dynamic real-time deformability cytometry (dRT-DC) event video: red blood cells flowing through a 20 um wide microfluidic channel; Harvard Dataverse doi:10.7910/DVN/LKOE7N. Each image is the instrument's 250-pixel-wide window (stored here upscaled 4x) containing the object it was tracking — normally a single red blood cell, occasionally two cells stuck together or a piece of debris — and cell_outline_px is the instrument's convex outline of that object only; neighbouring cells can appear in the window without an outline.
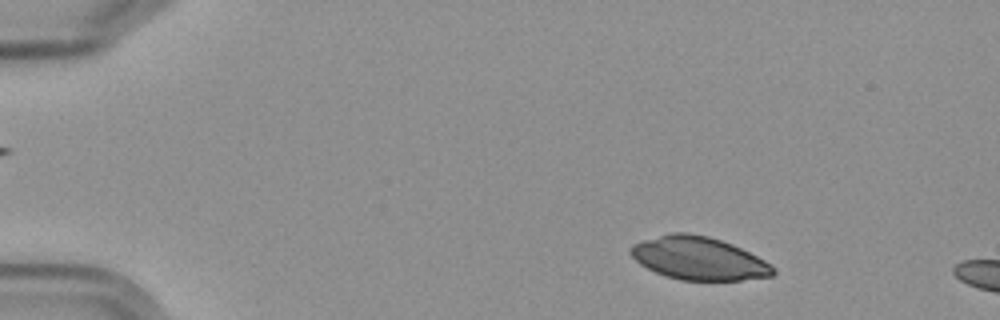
{"species": "Egyptian fruit bat (a non-hibernating species)", "species_latin": "Rousettus aegyptiacus", "temperature_condition": "cold", "stored_images_in_passage": 6, "segment_of_instrument_passage": [2, 2], "camera_frame_rate_fps": 3000, "um_per_image_px": 0.085, "frame": {"image": 1, "passage_image": 6, "time_ms": 6.667, "image_size_px": [1000, 320], "cell_outline_px": [[776, 272], [772, 276], [740, 280], [680, 280], [656, 272], [640, 264], [628, 252], [632, 244], [644, 240], [672, 232], [688, 232], [708, 236], [732, 244], [764, 260], [776, 268]], "centroid_in_image_um": [59.39, 21.95], "position_along_channel_um": 25.6, "area_um2": 35.49}}